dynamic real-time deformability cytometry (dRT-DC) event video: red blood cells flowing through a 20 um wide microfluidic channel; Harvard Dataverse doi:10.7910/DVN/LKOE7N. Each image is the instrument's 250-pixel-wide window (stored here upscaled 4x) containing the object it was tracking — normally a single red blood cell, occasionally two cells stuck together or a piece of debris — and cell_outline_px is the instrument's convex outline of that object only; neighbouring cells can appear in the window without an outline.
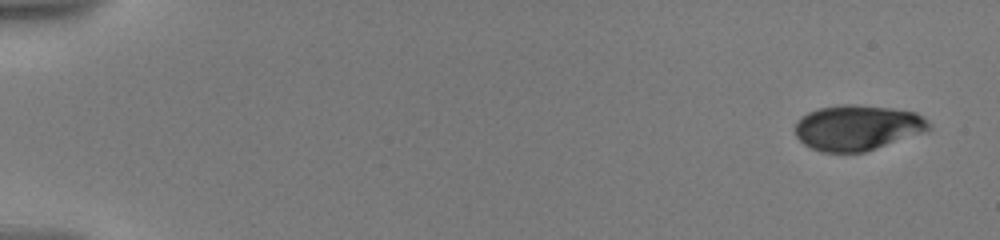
{"species": "human", "species_latin": "Homo sapiens", "temperature_condition": "warm", "stored_images_in_passage": 11, "camera_frame_rate_fps": 3000, "um_per_image_px": 0.085, "donor": {"sex": "male"}, "frame": {"image": 1, "passage_image": 1, "time_ms": 0.0, "image_size_px": [1000, 240], "cell_outline_px": [[932, 128], [864, 152], [820, 152], [804, 144], [796, 136], [792, 128], [796, 120], [800, 116], [808, 112], [820, 108], [844, 104], [848, 104], [888, 108], [916, 112], [924, 116], [932, 124]], "centroid_in_image_um": [72.81, 10.84], "position_along_channel_um": 12.2, "area_um2": 35.2}}
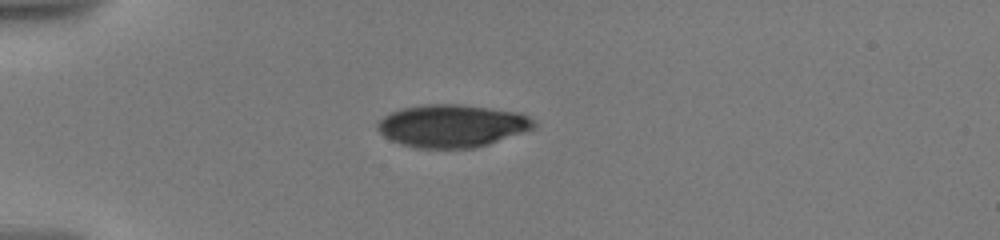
{"frame": {"image": 2, "passage_image": 8, "time_ms": 4.667, "image_size_px": [1000, 240], "cell_outline_px": [[536, 128], [488, 144], [472, 148], [420, 148], [400, 144], [384, 136], [380, 132], [376, 124], [384, 116], [392, 112], [404, 108], [424, 104], [456, 104], [520, 112], [536, 120]], "centroid_in_image_um": [38.46, 10.69], "position_along_channel_um": 46.5, "area_um2": 38.73}}
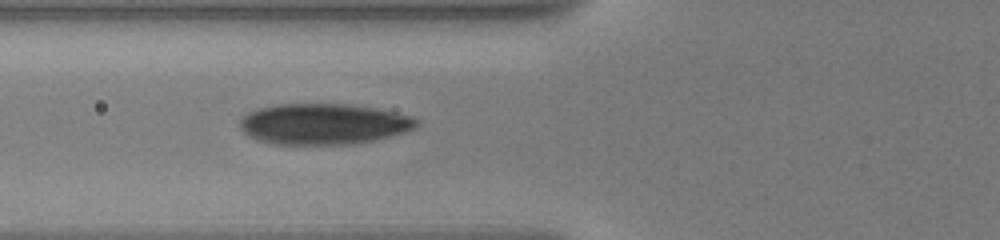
{"frame": {"image": 3, "passage_image": 11, "time_ms": 7.0, "image_size_px": [1000, 240], "cell_outline_px": [[420, 120], [408, 132], [376, 140], [352, 144], [272, 144], [260, 140], [244, 132], [240, 128], [240, 120], [248, 112], [260, 108], [276, 104], [348, 104], [376, 108], [412, 116]], "centroid_in_image_um": [27.54, 10.54], "position_along_channel_um": 98.3, "area_um2": 42.02}}